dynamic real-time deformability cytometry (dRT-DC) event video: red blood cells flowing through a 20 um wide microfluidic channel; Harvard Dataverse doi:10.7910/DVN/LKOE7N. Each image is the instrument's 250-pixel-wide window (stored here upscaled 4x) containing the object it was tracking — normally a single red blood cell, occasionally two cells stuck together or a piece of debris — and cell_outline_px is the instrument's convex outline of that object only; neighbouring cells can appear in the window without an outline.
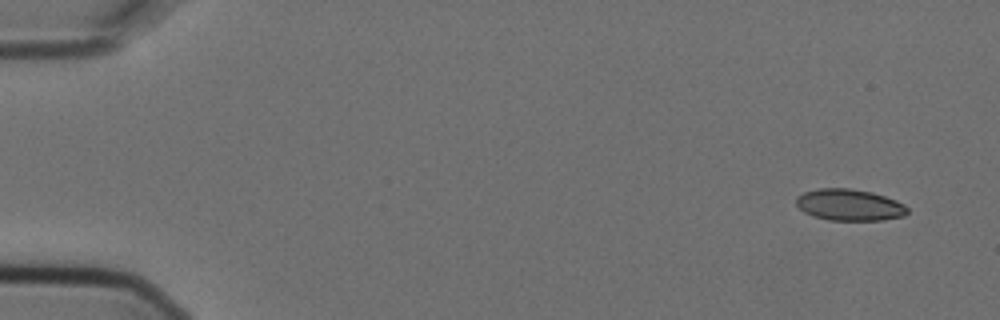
{"species": "Egyptian fruit bat (a non-hibernating species)", "species_latin": "Rousettus aegyptiacus", "temperature_condition": "cold", "stored_images_in_passage": 4, "camera_frame_rate_fps": 3000, "um_per_image_px": 0.085, "animal": {"sex": "female"}, "frame": {"image": 1, "passage_image": 1, "time_ms": 0.0, "image_size_px": [1000, 320], "cell_outline_px": [[908, 212], [904, 216], [880, 220], [828, 220], [812, 216], [804, 212], [796, 204], [796, 196], [804, 192], [820, 188], [848, 188], [872, 192], [896, 200], [904, 204], [908, 208]], "centroid_in_image_um": [72.19, 17.41], "position_along_channel_um": 12.8, "area_um2": 20.46}}
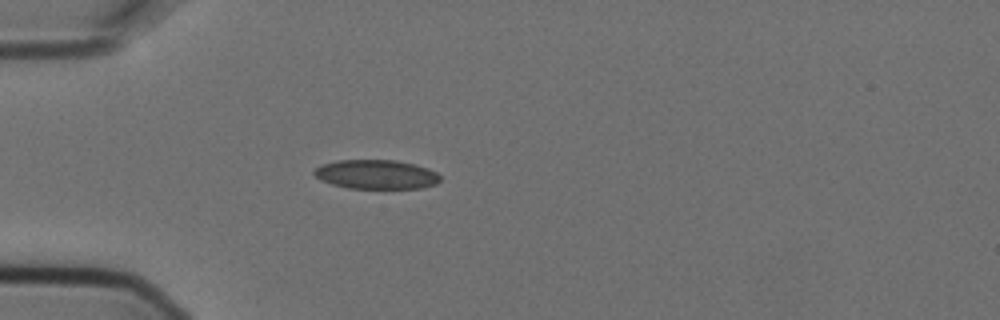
{"frame": {"image": 2, "passage_image": 4, "time_ms": 1.0, "image_size_px": [1000, 320], "cell_outline_px": [[440, 180], [436, 184], [424, 188], [348, 188], [332, 184], [320, 180], [312, 172], [320, 164], [336, 160], [396, 160], [416, 164], [428, 168], [436, 172], [440, 176]], "centroid_in_image_um": [31.98, 14.82], "position_along_channel_um": 53.0, "area_um2": 21.62}}